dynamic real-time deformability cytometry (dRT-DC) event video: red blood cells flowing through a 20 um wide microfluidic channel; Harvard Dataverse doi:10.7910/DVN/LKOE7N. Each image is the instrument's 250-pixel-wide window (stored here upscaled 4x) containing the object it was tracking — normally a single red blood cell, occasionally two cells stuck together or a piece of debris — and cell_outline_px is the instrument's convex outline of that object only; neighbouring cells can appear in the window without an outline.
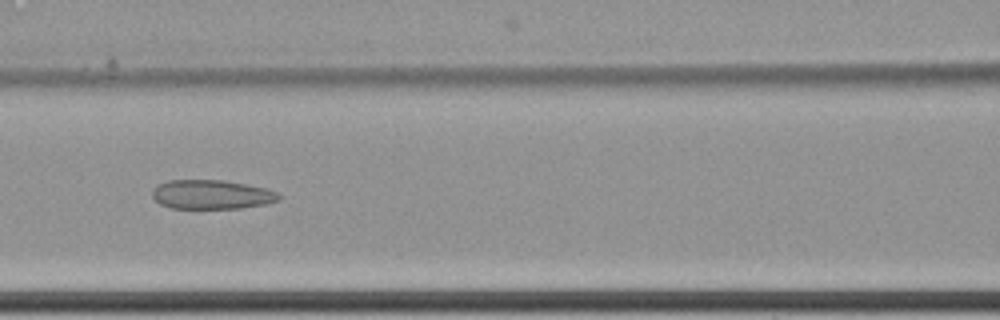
{"species": "common noctule bat (a hibernating species)", "species_latin": "Nyctalus noctula", "temperature_condition": "cold", "stored_images_in_passage": 15, "camera_frame_rate_fps": 3000, "um_per_image_px": 0.085, "animal": {"sex": "female", "body_mass_g": 22.7, "forearm_length_mm": 54.2}, "frame": {"image": 1, "passage_image": 7, "time_ms": 2.0, "image_size_px": [1000, 320], "cell_outline_px": [[280, 200], [268, 204], [240, 208], [172, 208], [160, 204], [152, 196], [152, 188], [156, 184], [168, 180], [224, 180], [248, 184], [268, 188], [276, 192], [280, 196]], "centroid_in_image_um": [18.0, 16.52], "position_along_channel_um": 148.6, "area_um2": 21.79}}
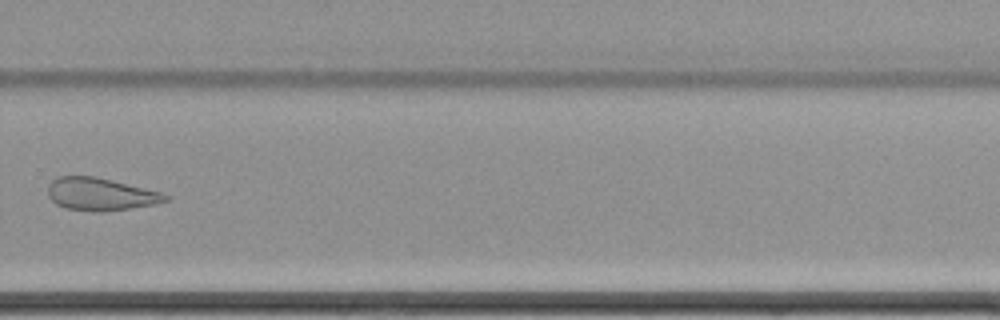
{"frame": {"image": 2, "passage_image": 11, "time_ms": 3.333, "image_size_px": [1000, 320], "cell_outline_px": [[168, 200], [156, 204], [128, 208], [92, 212], [64, 208], [56, 204], [48, 196], [48, 184], [56, 176], [96, 176], [160, 192], [168, 196]], "centroid_in_image_um": [8.48, 16.5], "position_along_channel_um": 321.3, "area_um2": 22.2}}
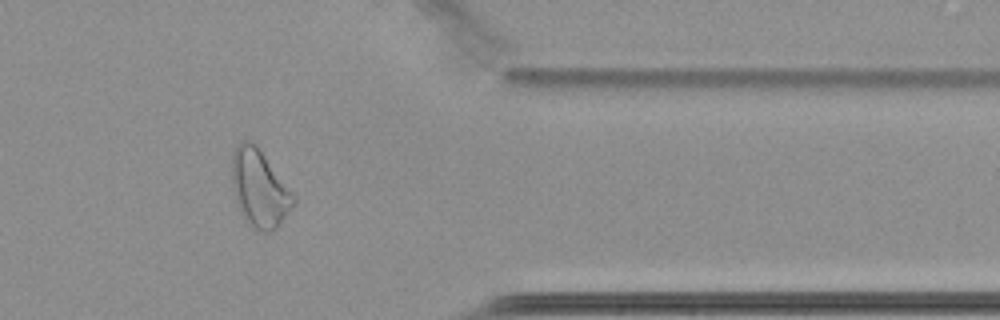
{"frame": {"image": 3, "passage_image": 13, "time_ms": 4.0, "image_size_px": [1000, 320], "cell_outline_px": [[296, 200], [280, 224], [272, 232], [260, 232], [252, 228], [244, 220], [236, 200], [232, 188], [232, 152], [240, 140], [248, 140], [256, 144], [296, 196]], "centroid_in_image_um": [22.04, 16.02], "position_along_channel_um": 389.4, "area_um2": 27.92}}